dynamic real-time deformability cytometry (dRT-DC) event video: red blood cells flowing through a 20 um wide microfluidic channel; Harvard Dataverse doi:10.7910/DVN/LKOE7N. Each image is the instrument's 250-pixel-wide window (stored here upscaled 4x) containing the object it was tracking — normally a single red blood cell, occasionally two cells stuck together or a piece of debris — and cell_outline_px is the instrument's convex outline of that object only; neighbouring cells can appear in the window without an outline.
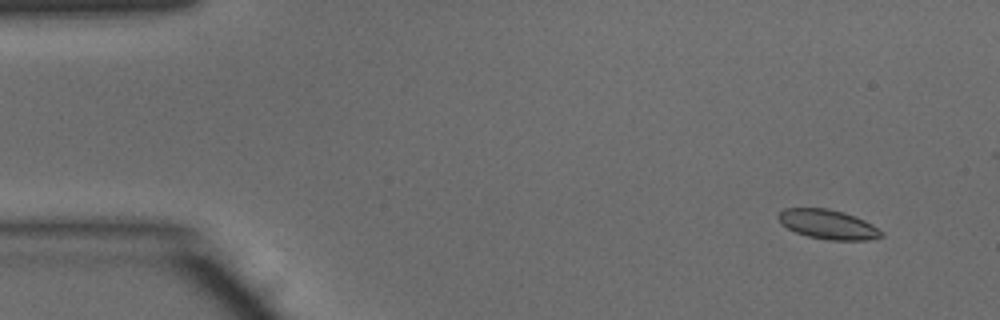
{"species": "common noctule bat (a hibernating species)", "species_latin": "Nyctalus noctula", "temperature_condition": "warm", "stored_images_in_passage": 44, "camera_frame_rate_fps": 3000, "um_per_image_px": 0.085, "animal": {"sex": "male", "body_mass_g": 15.6}, "frame": {"image": 1, "passage_image": 1, "time_ms": 0.0, "image_size_px": [1000, 320], "cell_outline_px": [[884, 236], [868, 240], [828, 240], [808, 236], [796, 232], [780, 224], [776, 216], [784, 208], [828, 208], [844, 212], [856, 216], [872, 224], [884, 232]], "centroid_in_image_um": [70.38, 19.07], "position_along_channel_um": 14.6, "area_um2": 17.86}}
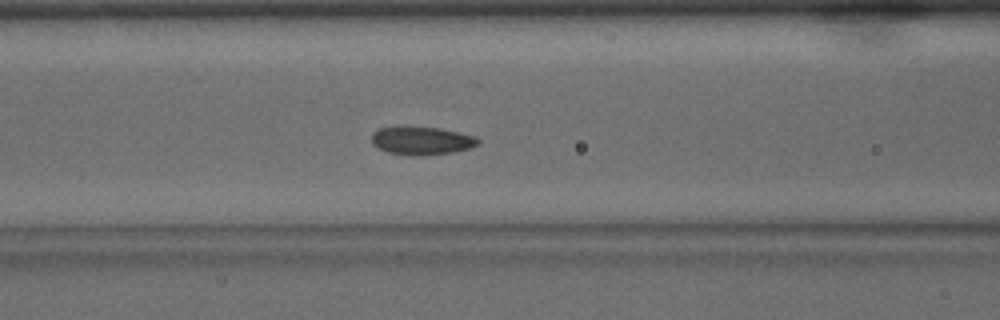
{"frame": {"image": 2, "passage_image": 17, "time_ms": 5.333, "image_size_px": [1000, 320], "cell_outline_px": [[480, 140], [472, 148], [452, 152], [420, 156], [412, 156], [388, 152], [376, 148], [372, 144], [372, 132], [380, 128], [400, 124], [440, 128], [476, 136]], "centroid_in_image_um": [35.78, 11.93], "position_along_channel_um": 130.8, "area_um2": 18.09}}
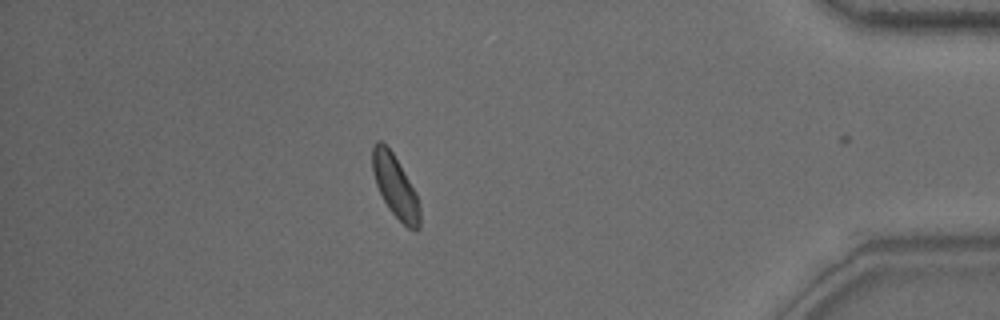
{"frame": {"image": 3, "passage_image": 40, "time_ms": 13.0, "image_size_px": [1000, 320], "cell_outline_px": [[420, 228], [416, 232], [408, 228], [388, 208], [376, 184], [372, 172], [372, 148], [376, 140], [380, 140], [392, 152], [416, 192], [420, 208]], "centroid_in_image_um": [33.6, 15.86], "position_along_channel_um": 401.6, "area_um2": 17.11}, "authors_computed_cell_mechanics": {"area_um2": 17.5134, "velocity_mm_per_s": 4.1049, "shape_relaxation_time_tau1_ms": 8.5076, "shape_relaxation_time_tau2_ms": 2.1594, "deformation_change_tau1": 0.135, "deformation_change_tau2": 0.0659}}